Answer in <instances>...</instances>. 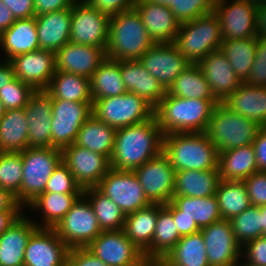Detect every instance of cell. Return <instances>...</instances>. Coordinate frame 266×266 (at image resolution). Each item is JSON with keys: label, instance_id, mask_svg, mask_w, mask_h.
Listing matches in <instances>:
<instances>
[{"label": "cell", "instance_id": "obj_34", "mask_svg": "<svg viewBox=\"0 0 266 266\" xmlns=\"http://www.w3.org/2000/svg\"><path fill=\"white\" fill-rule=\"evenodd\" d=\"M44 91L52 99L93 103L90 79L73 73L55 72Z\"/></svg>", "mask_w": 266, "mask_h": 266}, {"label": "cell", "instance_id": "obj_61", "mask_svg": "<svg viewBox=\"0 0 266 266\" xmlns=\"http://www.w3.org/2000/svg\"><path fill=\"white\" fill-rule=\"evenodd\" d=\"M15 78L9 61L0 60V89Z\"/></svg>", "mask_w": 266, "mask_h": 266}, {"label": "cell", "instance_id": "obj_32", "mask_svg": "<svg viewBox=\"0 0 266 266\" xmlns=\"http://www.w3.org/2000/svg\"><path fill=\"white\" fill-rule=\"evenodd\" d=\"M220 181L219 170L176 171L174 196H214Z\"/></svg>", "mask_w": 266, "mask_h": 266}, {"label": "cell", "instance_id": "obj_67", "mask_svg": "<svg viewBox=\"0 0 266 266\" xmlns=\"http://www.w3.org/2000/svg\"><path fill=\"white\" fill-rule=\"evenodd\" d=\"M247 1L253 3L256 7L266 4V0H247Z\"/></svg>", "mask_w": 266, "mask_h": 266}, {"label": "cell", "instance_id": "obj_25", "mask_svg": "<svg viewBox=\"0 0 266 266\" xmlns=\"http://www.w3.org/2000/svg\"><path fill=\"white\" fill-rule=\"evenodd\" d=\"M32 218L24 211L0 236V266H24L27 242L38 228Z\"/></svg>", "mask_w": 266, "mask_h": 266}, {"label": "cell", "instance_id": "obj_45", "mask_svg": "<svg viewBox=\"0 0 266 266\" xmlns=\"http://www.w3.org/2000/svg\"><path fill=\"white\" fill-rule=\"evenodd\" d=\"M234 236L243 247L247 242L262 236V213L257 206H250L230 219Z\"/></svg>", "mask_w": 266, "mask_h": 266}, {"label": "cell", "instance_id": "obj_20", "mask_svg": "<svg viewBox=\"0 0 266 266\" xmlns=\"http://www.w3.org/2000/svg\"><path fill=\"white\" fill-rule=\"evenodd\" d=\"M68 251L53 228H37L27 242L24 266H66Z\"/></svg>", "mask_w": 266, "mask_h": 266}, {"label": "cell", "instance_id": "obj_40", "mask_svg": "<svg viewBox=\"0 0 266 266\" xmlns=\"http://www.w3.org/2000/svg\"><path fill=\"white\" fill-rule=\"evenodd\" d=\"M215 196L222 219L230 220L251 206L243 181L221 180Z\"/></svg>", "mask_w": 266, "mask_h": 266}, {"label": "cell", "instance_id": "obj_69", "mask_svg": "<svg viewBox=\"0 0 266 266\" xmlns=\"http://www.w3.org/2000/svg\"><path fill=\"white\" fill-rule=\"evenodd\" d=\"M6 109L4 108L3 103L0 100V118L5 114Z\"/></svg>", "mask_w": 266, "mask_h": 266}, {"label": "cell", "instance_id": "obj_26", "mask_svg": "<svg viewBox=\"0 0 266 266\" xmlns=\"http://www.w3.org/2000/svg\"><path fill=\"white\" fill-rule=\"evenodd\" d=\"M40 49L57 52L70 42L72 7L35 16Z\"/></svg>", "mask_w": 266, "mask_h": 266}, {"label": "cell", "instance_id": "obj_51", "mask_svg": "<svg viewBox=\"0 0 266 266\" xmlns=\"http://www.w3.org/2000/svg\"><path fill=\"white\" fill-rule=\"evenodd\" d=\"M252 206L266 205V171H257L243 181Z\"/></svg>", "mask_w": 266, "mask_h": 266}, {"label": "cell", "instance_id": "obj_66", "mask_svg": "<svg viewBox=\"0 0 266 266\" xmlns=\"http://www.w3.org/2000/svg\"><path fill=\"white\" fill-rule=\"evenodd\" d=\"M147 1H150L152 3L164 4L166 6H169L171 2H175V0H147Z\"/></svg>", "mask_w": 266, "mask_h": 266}, {"label": "cell", "instance_id": "obj_2", "mask_svg": "<svg viewBox=\"0 0 266 266\" xmlns=\"http://www.w3.org/2000/svg\"><path fill=\"white\" fill-rule=\"evenodd\" d=\"M217 99H190L170 95L154 107V116L164 135L206 132Z\"/></svg>", "mask_w": 266, "mask_h": 266}, {"label": "cell", "instance_id": "obj_47", "mask_svg": "<svg viewBox=\"0 0 266 266\" xmlns=\"http://www.w3.org/2000/svg\"><path fill=\"white\" fill-rule=\"evenodd\" d=\"M36 90L29 84L14 78L0 89V100L6 110L25 108Z\"/></svg>", "mask_w": 266, "mask_h": 266}, {"label": "cell", "instance_id": "obj_64", "mask_svg": "<svg viewBox=\"0 0 266 266\" xmlns=\"http://www.w3.org/2000/svg\"><path fill=\"white\" fill-rule=\"evenodd\" d=\"M128 266H163L162 259L144 255L137 262Z\"/></svg>", "mask_w": 266, "mask_h": 266}, {"label": "cell", "instance_id": "obj_31", "mask_svg": "<svg viewBox=\"0 0 266 266\" xmlns=\"http://www.w3.org/2000/svg\"><path fill=\"white\" fill-rule=\"evenodd\" d=\"M218 170L221 180L244 181L258 171L253 144L219 153Z\"/></svg>", "mask_w": 266, "mask_h": 266}, {"label": "cell", "instance_id": "obj_59", "mask_svg": "<svg viewBox=\"0 0 266 266\" xmlns=\"http://www.w3.org/2000/svg\"><path fill=\"white\" fill-rule=\"evenodd\" d=\"M23 209L10 191L0 188V211H24Z\"/></svg>", "mask_w": 266, "mask_h": 266}, {"label": "cell", "instance_id": "obj_62", "mask_svg": "<svg viewBox=\"0 0 266 266\" xmlns=\"http://www.w3.org/2000/svg\"><path fill=\"white\" fill-rule=\"evenodd\" d=\"M16 19L0 0V34L11 27Z\"/></svg>", "mask_w": 266, "mask_h": 266}, {"label": "cell", "instance_id": "obj_53", "mask_svg": "<svg viewBox=\"0 0 266 266\" xmlns=\"http://www.w3.org/2000/svg\"><path fill=\"white\" fill-rule=\"evenodd\" d=\"M66 266H108L96 257L87 247L69 249Z\"/></svg>", "mask_w": 266, "mask_h": 266}, {"label": "cell", "instance_id": "obj_19", "mask_svg": "<svg viewBox=\"0 0 266 266\" xmlns=\"http://www.w3.org/2000/svg\"><path fill=\"white\" fill-rule=\"evenodd\" d=\"M87 248L108 266H128L144 256L123 229L102 231Z\"/></svg>", "mask_w": 266, "mask_h": 266}, {"label": "cell", "instance_id": "obj_50", "mask_svg": "<svg viewBox=\"0 0 266 266\" xmlns=\"http://www.w3.org/2000/svg\"><path fill=\"white\" fill-rule=\"evenodd\" d=\"M244 83L266 87V38H257L254 63Z\"/></svg>", "mask_w": 266, "mask_h": 266}, {"label": "cell", "instance_id": "obj_49", "mask_svg": "<svg viewBox=\"0 0 266 266\" xmlns=\"http://www.w3.org/2000/svg\"><path fill=\"white\" fill-rule=\"evenodd\" d=\"M43 193L83 194L68 166L61 161L54 169Z\"/></svg>", "mask_w": 266, "mask_h": 266}, {"label": "cell", "instance_id": "obj_18", "mask_svg": "<svg viewBox=\"0 0 266 266\" xmlns=\"http://www.w3.org/2000/svg\"><path fill=\"white\" fill-rule=\"evenodd\" d=\"M14 76L31 85L36 91L45 90L55 75L56 53L39 49L17 55L9 60Z\"/></svg>", "mask_w": 266, "mask_h": 266}, {"label": "cell", "instance_id": "obj_14", "mask_svg": "<svg viewBox=\"0 0 266 266\" xmlns=\"http://www.w3.org/2000/svg\"><path fill=\"white\" fill-rule=\"evenodd\" d=\"M217 0L214 13L218 16L222 40L256 37V9L247 0Z\"/></svg>", "mask_w": 266, "mask_h": 266}, {"label": "cell", "instance_id": "obj_57", "mask_svg": "<svg viewBox=\"0 0 266 266\" xmlns=\"http://www.w3.org/2000/svg\"><path fill=\"white\" fill-rule=\"evenodd\" d=\"M252 144L255 149L258 171H266V127L259 130Z\"/></svg>", "mask_w": 266, "mask_h": 266}, {"label": "cell", "instance_id": "obj_17", "mask_svg": "<svg viewBox=\"0 0 266 266\" xmlns=\"http://www.w3.org/2000/svg\"><path fill=\"white\" fill-rule=\"evenodd\" d=\"M139 62L166 91L190 65L174 43L154 44L139 58Z\"/></svg>", "mask_w": 266, "mask_h": 266}, {"label": "cell", "instance_id": "obj_44", "mask_svg": "<svg viewBox=\"0 0 266 266\" xmlns=\"http://www.w3.org/2000/svg\"><path fill=\"white\" fill-rule=\"evenodd\" d=\"M181 239L172 213L164 206L158 208V217L151 246L144 255L163 259Z\"/></svg>", "mask_w": 266, "mask_h": 266}, {"label": "cell", "instance_id": "obj_39", "mask_svg": "<svg viewBox=\"0 0 266 266\" xmlns=\"http://www.w3.org/2000/svg\"><path fill=\"white\" fill-rule=\"evenodd\" d=\"M94 99L114 97L127 92L120 71V61L106 58L90 78Z\"/></svg>", "mask_w": 266, "mask_h": 266}, {"label": "cell", "instance_id": "obj_15", "mask_svg": "<svg viewBox=\"0 0 266 266\" xmlns=\"http://www.w3.org/2000/svg\"><path fill=\"white\" fill-rule=\"evenodd\" d=\"M62 161L68 166L76 183L83 190L96 187L111 169L108 157L75 143L62 150Z\"/></svg>", "mask_w": 266, "mask_h": 266}, {"label": "cell", "instance_id": "obj_5", "mask_svg": "<svg viewBox=\"0 0 266 266\" xmlns=\"http://www.w3.org/2000/svg\"><path fill=\"white\" fill-rule=\"evenodd\" d=\"M222 42L220 21L212 12L182 23L174 44L190 64H198L212 51L219 50Z\"/></svg>", "mask_w": 266, "mask_h": 266}, {"label": "cell", "instance_id": "obj_24", "mask_svg": "<svg viewBox=\"0 0 266 266\" xmlns=\"http://www.w3.org/2000/svg\"><path fill=\"white\" fill-rule=\"evenodd\" d=\"M197 65L219 102H223L242 84L221 49L212 51Z\"/></svg>", "mask_w": 266, "mask_h": 266}, {"label": "cell", "instance_id": "obj_36", "mask_svg": "<svg viewBox=\"0 0 266 266\" xmlns=\"http://www.w3.org/2000/svg\"><path fill=\"white\" fill-rule=\"evenodd\" d=\"M162 204H150L134 213L126 215L124 221V232L142 252H145L152 243L158 208Z\"/></svg>", "mask_w": 266, "mask_h": 266}, {"label": "cell", "instance_id": "obj_35", "mask_svg": "<svg viewBox=\"0 0 266 266\" xmlns=\"http://www.w3.org/2000/svg\"><path fill=\"white\" fill-rule=\"evenodd\" d=\"M116 129L93 114L81 125L75 144L111 159Z\"/></svg>", "mask_w": 266, "mask_h": 266}, {"label": "cell", "instance_id": "obj_3", "mask_svg": "<svg viewBox=\"0 0 266 266\" xmlns=\"http://www.w3.org/2000/svg\"><path fill=\"white\" fill-rule=\"evenodd\" d=\"M163 152L176 170H218L219 152L206 132L164 135Z\"/></svg>", "mask_w": 266, "mask_h": 266}, {"label": "cell", "instance_id": "obj_28", "mask_svg": "<svg viewBox=\"0 0 266 266\" xmlns=\"http://www.w3.org/2000/svg\"><path fill=\"white\" fill-rule=\"evenodd\" d=\"M222 103L231 111L266 127V87L242 82Z\"/></svg>", "mask_w": 266, "mask_h": 266}, {"label": "cell", "instance_id": "obj_22", "mask_svg": "<svg viewBox=\"0 0 266 266\" xmlns=\"http://www.w3.org/2000/svg\"><path fill=\"white\" fill-rule=\"evenodd\" d=\"M28 126V147L51 148L52 98L36 91L25 106Z\"/></svg>", "mask_w": 266, "mask_h": 266}, {"label": "cell", "instance_id": "obj_42", "mask_svg": "<svg viewBox=\"0 0 266 266\" xmlns=\"http://www.w3.org/2000/svg\"><path fill=\"white\" fill-rule=\"evenodd\" d=\"M167 92L175 97L186 99H216L197 64H190L175 79Z\"/></svg>", "mask_w": 266, "mask_h": 266}, {"label": "cell", "instance_id": "obj_21", "mask_svg": "<svg viewBox=\"0 0 266 266\" xmlns=\"http://www.w3.org/2000/svg\"><path fill=\"white\" fill-rule=\"evenodd\" d=\"M106 50L72 42L56 52V72H67L91 78L106 59Z\"/></svg>", "mask_w": 266, "mask_h": 266}, {"label": "cell", "instance_id": "obj_55", "mask_svg": "<svg viewBox=\"0 0 266 266\" xmlns=\"http://www.w3.org/2000/svg\"><path fill=\"white\" fill-rule=\"evenodd\" d=\"M12 12L15 19H28L35 17L34 0H1Z\"/></svg>", "mask_w": 266, "mask_h": 266}, {"label": "cell", "instance_id": "obj_43", "mask_svg": "<svg viewBox=\"0 0 266 266\" xmlns=\"http://www.w3.org/2000/svg\"><path fill=\"white\" fill-rule=\"evenodd\" d=\"M83 195L88 199L102 231H117L124 228L126 216L111 199L96 187L84 189Z\"/></svg>", "mask_w": 266, "mask_h": 266}, {"label": "cell", "instance_id": "obj_13", "mask_svg": "<svg viewBox=\"0 0 266 266\" xmlns=\"http://www.w3.org/2000/svg\"><path fill=\"white\" fill-rule=\"evenodd\" d=\"M134 173L152 204L165 205L172 200L176 170L164 152L136 168Z\"/></svg>", "mask_w": 266, "mask_h": 266}, {"label": "cell", "instance_id": "obj_1", "mask_svg": "<svg viewBox=\"0 0 266 266\" xmlns=\"http://www.w3.org/2000/svg\"><path fill=\"white\" fill-rule=\"evenodd\" d=\"M164 133L155 116L131 126L116 129L111 168L134 171L163 152Z\"/></svg>", "mask_w": 266, "mask_h": 266}, {"label": "cell", "instance_id": "obj_23", "mask_svg": "<svg viewBox=\"0 0 266 266\" xmlns=\"http://www.w3.org/2000/svg\"><path fill=\"white\" fill-rule=\"evenodd\" d=\"M134 8L155 44L174 43L181 24L168 6L137 0Z\"/></svg>", "mask_w": 266, "mask_h": 266}, {"label": "cell", "instance_id": "obj_54", "mask_svg": "<svg viewBox=\"0 0 266 266\" xmlns=\"http://www.w3.org/2000/svg\"><path fill=\"white\" fill-rule=\"evenodd\" d=\"M88 6L96 8L109 16L134 8L137 0H83Z\"/></svg>", "mask_w": 266, "mask_h": 266}, {"label": "cell", "instance_id": "obj_30", "mask_svg": "<svg viewBox=\"0 0 266 266\" xmlns=\"http://www.w3.org/2000/svg\"><path fill=\"white\" fill-rule=\"evenodd\" d=\"M164 206L172 213V216H188L201 229L222 219L215 195L202 198L173 196L172 200Z\"/></svg>", "mask_w": 266, "mask_h": 266}, {"label": "cell", "instance_id": "obj_38", "mask_svg": "<svg viewBox=\"0 0 266 266\" xmlns=\"http://www.w3.org/2000/svg\"><path fill=\"white\" fill-rule=\"evenodd\" d=\"M162 262L163 266H209L201 232L181 237Z\"/></svg>", "mask_w": 266, "mask_h": 266}, {"label": "cell", "instance_id": "obj_56", "mask_svg": "<svg viewBox=\"0 0 266 266\" xmlns=\"http://www.w3.org/2000/svg\"><path fill=\"white\" fill-rule=\"evenodd\" d=\"M74 0H34L35 16L72 7Z\"/></svg>", "mask_w": 266, "mask_h": 266}, {"label": "cell", "instance_id": "obj_60", "mask_svg": "<svg viewBox=\"0 0 266 266\" xmlns=\"http://www.w3.org/2000/svg\"><path fill=\"white\" fill-rule=\"evenodd\" d=\"M256 37L266 38V4L256 9Z\"/></svg>", "mask_w": 266, "mask_h": 266}, {"label": "cell", "instance_id": "obj_12", "mask_svg": "<svg viewBox=\"0 0 266 266\" xmlns=\"http://www.w3.org/2000/svg\"><path fill=\"white\" fill-rule=\"evenodd\" d=\"M110 17L84 1L75 2L72 5L70 42L106 50Z\"/></svg>", "mask_w": 266, "mask_h": 266}, {"label": "cell", "instance_id": "obj_58", "mask_svg": "<svg viewBox=\"0 0 266 266\" xmlns=\"http://www.w3.org/2000/svg\"><path fill=\"white\" fill-rule=\"evenodd\" d=\"M176 228L181 237L200 232L201 228L188 216H173Z\"/></svg>", "mask_w": 266, "mask_h": 266}, {"label": "cell", "instance_id": "obj_16", "mask_svg": "<svg viewBox=\"0 0 266 266\" xmlns=\"http://www.w3.org/2000/svg\"><path fill=\"white\" fill-rule=\"evenodd\" d=\"M209 266H234L242 259V246L237 242L230 220L220 219L200 230Z\"/></svg>", "mask_w": 266, "mask_h": 266}, {"label": "cell", "instance_id": "obj_27", "mask_svg": "<svg viewBox=\"0 0 266 266\" xmlns=\"http://www.w3.org/2000/svg\"><path fill=\"white\" fill-rule=\"evenodd\" d=\"M120 71L127 92H132L155 107L165 96L166 90L139 60L120 61Z\"/></svg>", "mask_w": 266, "mask_h": 266}, {"label": "cell", "instance_id": "obj_65", "mask_svg": "<svg viewBox=\"0 0 266 266\" xmlns=\"http://www.w3.org/2000/svg\"><path fill=\"white\" fill-rule=\"evenodd\" d=\"M262 213V236L266 237V205L259 206Z\"/></svg>", "mask_w": 266, "mask_h": 266}, {"label": "cell", "instance_id": "obj_37", "mask_svg": "<svg viewBox=\"0 0 266 266\" xmlns=\"http://www.w3.org/2000/svg\"><path fill=\"white\" fill-rule=\"evenodd\" d=\"M24 108L6 110L0 118V152H21L28 148V124Z\"/></svg>", "mask_w": 266, "mask_h": 266}, {"label": "cell", "instance_id": "obj_52", "mask_svg": "<svg viewBox=\"0 0 266 266\" xmlns=\"http://www.w3.org/2000/svg\"><path fill=\"white\" fill-rule=\"evenodd\" d=\"M242 258L255 266H266V237L247 242L242 247Z\"/></svg>", "mask_w": 266, "mask_h": 266}, {"label": "cell", "instance_id": "obj_41", "mask_svg": "<svg viewBox=\"0 0 266 266\" xmlns=\"http://www.w3.org/2000/svg\"><path fill=\"white\" fill-rule=\"evenodd\" d=\"M256 47L257 37L223 40L221 44V51L241 82H245L250 74L256 56Z\"/></svg>", "mask_w": 266, "mask_h": 266}, {"label": "cell", "instance_id": "obj_48", "mask_svg": "<svg viewBox=\"0 0 266 266\" xmlns=\"http://www.w3.org/2000/svg\"><path fill=\"white\" fill-rule=\"evenodd\" d=\"M217 0H175L168 6L180 24L214 12Z\"/></svg>", "mask_w": 266, "mask_h": 266}, {"label": "cell", "instance_id": "obj_11", "mask_svg": "<svg viewBox=\"0 0 266 266\" xmlns=\"http://www.w3.org/2000/svg\"><path fill=\"white\" fill-rule=\"evenodd\" d=\"M92 104L52 99V147L63 150L75 143L81 125L93 114Z\"/></svg>", "mask_w": 266, "mask_h": 266}, {"label": "cell", "instance_id": "obj_68", "mask_svg": "<svg viewBox=\"0 0 266 266\" xmlns=\"http://www.w3.org/2000/svg\"><path fill=\"white\" fill-rule=\"evenodd\" d=\"M242 261H243V263H242ZM234 266H255V265H252V264L248 263L244 259L243 260L240 259Z\"/></svg>", "mask_w": 266, "mask_h": 266}, {"label": "cell", "instance_id": "obj_8", "mask_svg": "<svg viewBox=\"0 0 266 266\" xmlns=\"http://www.w3.org/2000/svg\"><path fill=\"white\" fill-rule=\"evenodd\" d=\"M93 115L115 129L144 122L154 116V107L135 93L94 99Z\"/></svg>", "mask_w": 266, "mask_h": 266}, {"label": "cell", "instance_id": "obj_4", "mask_svg": "<svg viewBox=\"0 0 266 266\" xmlns=\"http://www.w3.org/2000/svg\"><path fill=\"white\" fill-rule=\"evenodd\" d=\"M154 44L135 8L110 17L107 58L118 61L139 60Z\"/></svg>", "mask_w": 266, "mask_h": 266}, {"label": "cell", "instance_id": "obj_33", "mask_svg": "<svg viewBox=\"0 0 266 266\" xmlns=\"http://www.w3.org/2000/svg\"><path fill=\"white\" fill-rule=\"evenodd\" d=\"M82 194L42 193L37 196L26 208L42 215L40 223L35 219L38 228H54ZM43 220V221H42Z\"/></svg>", "mask_w": 266, "mask_h": 266}, {"label": "cell", "instance_id": "obj_10", "mask_svg": "<svg viewBox=\"0 0 266 266\" xmlns=\"http://www.w3.org/2000/svg\"><path fill=\"white\" fill-rule=\"evenodd\" d=\"M96 188L126 215L152 204L134 171L110 169Z\"/></svg>", "mask_w": 266, "mask_h": 266}, {"label": "cell", "instance_id": "obj_46", "mask_svg": "<svg viewBox=\"0 0 266 266\" xmlns=\"http://www.w3.org/2000/svg\"><path fill=\"white\" fill-rule=\"evenodd\" d=\"M22 177L21 152H0V188L15 196L21 188Z\"/></svg>", "mask_w": 266, "mask_h": 266}, {"label": "cell", "instance_id": "obj_7", "mask_svg": "<svg viewBox=\"0 0 266 266\" xmlns=\"http://www.w3.org/2000/svg\"><path fill=\"white\" fill-rule=\"evenodd\" d=\"M21 157L23 177L21 188L15 198L25 208L45 191L54 169L62 161V150L54 147H28L21 151Z\"/></svg>", "mask_w": 266, "mask_h": 266}, {"label": "cell", "instance_id": "obj_63", "mask_svg": "<svg viewBox=\"0 0 266 266\" xmlns=\"http://www.w3.org/2000/svg\"><path fill=\"white\" fill-rule=\"evenodd\" d=\"M24 211H0V236Z\"/></svg>", "mask_w": 266, "mask_h": 266}, {"label": "cell", "instance_id": "obj_29", "mask_svg": "<svg viewBox=\"0 0 266 266\" xmlns=\"http://www.w3.org/2000/svg\"><path fill=\"white\" fill-rule=\"evenodd\" d=\"M0 49L5 61L13 57L40 49L36 19H16L11 27L0 34Z\"/></svg>", "mask_w": 266, "mask_h": 266}, {"label": "cell", "instance_id": "obj_6", "mask_svg": "<svg viewBox=\"0 0 266 266\" xmlns=\"http://www.w3.org/2000/svg\"><path fill=\"white\" fill-rule=\"evenodd\" d=\"M262 127L219 102L212 112L206 134L218 152L253 143Z\"/></svg>", "mask_w": 266, "mask_h": 266}, {"label": "cell", "instance_id": "obj_9", "mask_svg": "<svg viewBox=\"0 0 266 266\" xmlns=\"http://www.w3.org/2000/svg\"><path fill=\"white\" fill-rule=\"evenodd\" d=\"M53 229L69 249L87 247L102 232L83 194Z\"/></svg>", "mask_w": 266, "mask_h": 266}]
</instances>
